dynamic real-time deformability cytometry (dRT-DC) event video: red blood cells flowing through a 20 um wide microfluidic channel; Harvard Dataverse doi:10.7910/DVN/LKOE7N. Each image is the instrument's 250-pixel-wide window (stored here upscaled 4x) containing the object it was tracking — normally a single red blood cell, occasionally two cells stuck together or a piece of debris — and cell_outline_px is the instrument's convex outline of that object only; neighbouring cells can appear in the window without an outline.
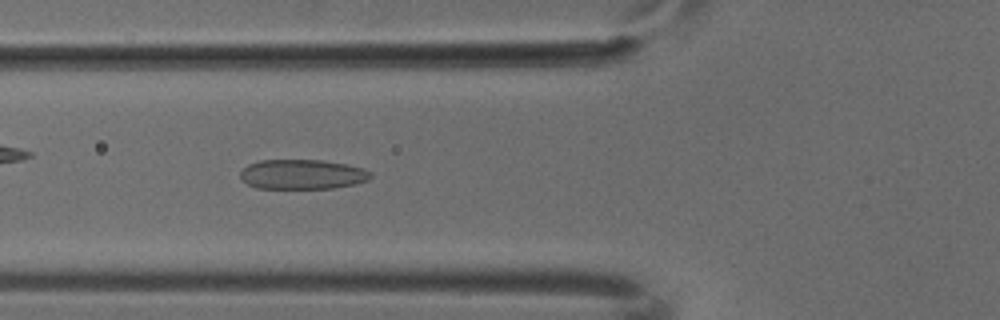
{"species": "common noctule bat (a hibernating species)", "species_latin": "Nyctalus noctula", "temperature_condition": "cold", "stored_images_in_passage": 5, "camera_frame_rate_fps": 3000, "um_per_image_px": 0.085, "animal": {"sex": "male", "body_mass_g": 18.8}, "frame": {"image": 1, "passage_image": 5, "time_ms": 1.333, "image_size_px": [1000, 320], "cell_outline_px": [[372, 176], [368, 180], [352, 184], [332, 188], [256, 188], [248, 184], [240, 176], [240, 172], [248, 164], [260, 160], [320, 160], [348, 164], [364, 168], [372, 172]], "centroid_in_image_um": [25.71, 14.81], "position_along_channel_um": 100.1, "area_um2": 22.54}}